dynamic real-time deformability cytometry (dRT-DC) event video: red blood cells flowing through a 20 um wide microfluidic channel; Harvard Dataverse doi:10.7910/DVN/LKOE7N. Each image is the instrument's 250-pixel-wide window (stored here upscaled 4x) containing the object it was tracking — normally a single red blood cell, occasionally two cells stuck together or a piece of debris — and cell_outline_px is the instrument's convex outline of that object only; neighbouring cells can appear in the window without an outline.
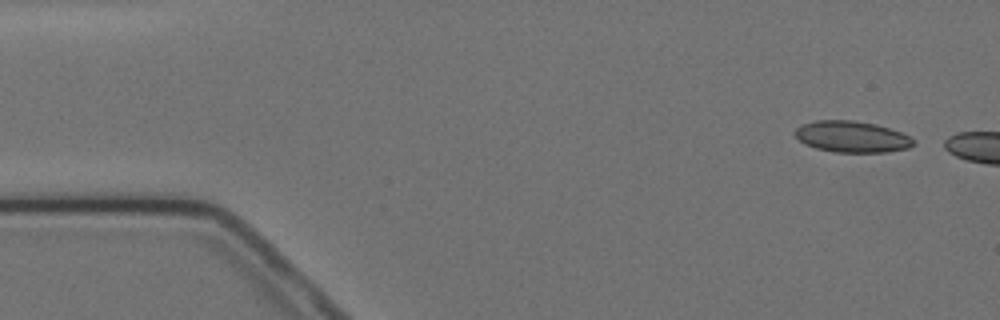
{"species": "Egyptian fruit bat (a non-hibernating species)", "species_latin": "Rousettus aegyptiacus", "temperature_condition": "cold", "stored_images_in_passage": 2, "camera_frame_rate_fps": 3000, "um_per_image_px": 0.085, "animal": {"sex": "female"}, "frame": {"image": 1, "passage_image": 1, "time_ms": 0.0, "image_size_px": [1000, 320], "cell_outline_px": [[916, 144], [908, 148], [888, 152], [832, 152], [816, 148], [804, 144], [792, 132], [796, 128], [804, 124], [816, 120], [856, 120], [876, 124], [900, 132], [916, 140]], "centroid_in_image_um": [72.41, 11.62], "position_along_channel_um": 12.6, "area_um2": 21.73}}